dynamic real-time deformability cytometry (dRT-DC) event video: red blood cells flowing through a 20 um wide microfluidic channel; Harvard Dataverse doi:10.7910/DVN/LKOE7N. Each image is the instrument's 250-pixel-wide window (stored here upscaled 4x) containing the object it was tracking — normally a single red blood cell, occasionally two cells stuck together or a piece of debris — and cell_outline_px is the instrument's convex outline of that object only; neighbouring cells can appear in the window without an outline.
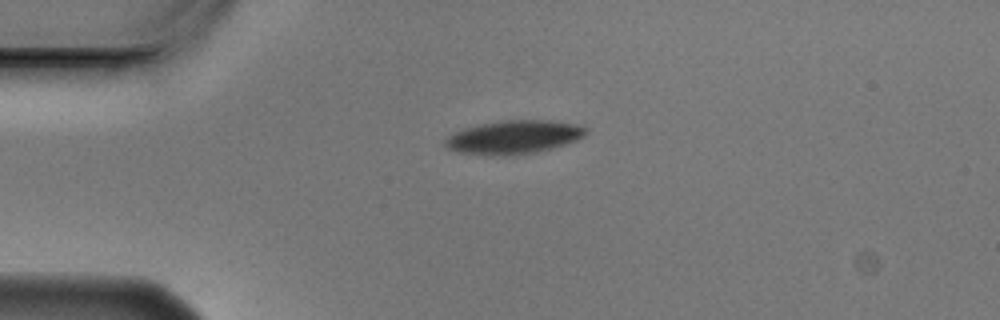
{"species": "Egyptian fruit bat (a non-hibernating species)", "species_latin": "Rousettus aegyptiacus", "temperature_condition": "cold", "stored_images_in_passage": 2, "camera_frame_rate_fps": 3000, "um_per_image_px": 0.085, "animal": {"sex": "male"}, "frame": {"image": 1, "passage_image": 2, "time_ms": 0.333, "image_size_px": [1000, 320], "cell_outline_px": [[588, 132], [584, 136], [576, 140], [552, 148], [536, 152], [492, 156], [460, 152], [448, 148], [444, 144], [444, 140], [448, 136], [464, 128], [500, 120], [548, 120], [572, 124], [588, 128]], "centroid_in_image_um": [43.66, 11.65], "position_along_channel_um": 41.3, "area_um2": 27.11}}